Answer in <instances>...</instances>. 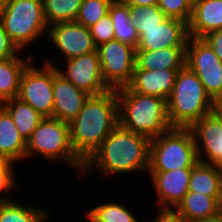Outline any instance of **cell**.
<instances>
[{
	"label": "cell",
	"mask_w": 222,
	"mask_h": 222,
	"mask_svg": "<svg viewBox=\"0 0 222 222\" xmlns=\"http://www.w3.org/2000/svg\"><path fill=\"white\" fill-rule=\"evenodd\" d=\"M149 146L148 137L118 124L84 162L80 177L88 175V171L94 168L106 177L131 172H144L145 175L149 167Z\"/></svg>",
	"instance_id": "cell-1"
},
{
	"label": "cell",
	"mask_w": 222,
	"mask_h": 222,
	"mask_svg": "<svg viewBox=\"0 0 222 222\" xmlns=\"http://www.w3.org/2000/svg\"><path fill=\"white\" fill-rule=\"evenodd\" d=\"M118 124L116 90L90 95L69 123L70 142L76 155L85 162Z\"/></svg>",
	"instance_id": "cell-2"
},
{
	"label": "cell",
	"mask_w": 222,
	"mask_h": 222,
	"mask_svg": "<svg viewBox=\"0 0 222 222\" xmlns=\"http://www.w3.org/2000/svg\"><path fill=\"white\" fill-rule=\"evenodd\" d=\"M119 125L148 137H159L172 128L163 98L133 92L128 87L116 90Z\"/></svg>",
	"instance_id": "cell-3"
},
{
	"label": "cell",
	"mask_w": 222,
	"mask_h": 222,
	"mask_svg": "<svg viewBox=\"0 0 222 222\" xmlns=\"http://www.w3.org/2000/svg\"><path fill=\"white\" fill-rule=\"evenodd\" d=\"M216 105L201 80L187 65L178 71L167 100V115L172 127L190 128L212 113Z\"/></svg>",
	"instance_id": "cell-4"
},
{
	"label": "cell",
	"mask_w": 222,
	"mask_h": 222,
	"mask_svg": "<svg viewBox=\"0 0 222 222\" xmlns=\"http://www.w3.org/2000/svg\"><path fill=\"white\" fill-rule=\"evenodd\" d=\"M199 161L190 128L172 127L150 140L147 172L192 168Z\"/></svg>",
	"instance_id": "cell-5"
},
{
	"label": "cell",
	"mask_w": 222,
	"mask_h": 222,
	"mask_svg": "<svg viewBox=\"0 0 222 222\" xmlns=\"http://www.w3.org/2000/svg\"><path fill=\"white\" fill-rule=\"evenodd\" d=\"M39 154L51 162L67 163L82 174L84 162L74 152L70 142L69 123L44 117L27 140L26 159Z\"/></svg>",
	"instance_id": "cell-6"
},
{
	"label": "cell",
	"mask_w": 222,
	"mask_h": 222,
	"mask_svg": "<svg viewBox=\"0 0 222 222\" xmlns=\"http://www.w3.org/2000/svg\"><path fill=\"white\" fill-rule=\"evenodd\" d=\"M0 19L9 37L22 52L48 33L42 0H7Z\"/></svg>",
	"instance_id": "cell-7"
},
{
	"label": "cell",
	"mask_w": 222,
	"mask_h": 222,
	"mask_svg": "<svg viewBox=\"0 0 222 222\" xmlns=\"http://www.w3.org/2000/svg\"><path fill=\"white\" fill-rule=\"evenodd\" d=\"M186 65L201 80L211 99L219 104L222 101V61L202 38L189 37Z\"/></svg>",
	"instance_id": "cell-8"
},
{
	"label": "cell",
	"mask_w": 222,
	"mask_h": 222,
	"mask_svg": "<svg viewBox=\"0 0 222 222\" xmlns=\"http://www.w3.org/2000/svg\"><path fill=\"white\" fill-rule=\"evenodd\" d=\"M103 80L110 90L127 87L135 68L136 49L118 40H111L96 48Z\"/></svg>",
	"instance_id": "cell-9"
},
{
	"label": "cell",
	"mask_w": 222,
	"mask_h": 222,
	"mask_svg": "<svg viewBox=\"0 0 222 222\" xmlns=\"http://www.w3.org/2000/svg\"><path fill=\"white\" fill-rule=\"evenodd\" d=\"M31 61L24 69L17 98L28 103L43 117L53 116V65L36 67Z\"/></svg>",
	"instance_id": "cell-10"
},
{
	"label": "cell",
	"mask_w": 222,
	"mask_h": 222,
	"mask_svg": "<svg viewBox=\"0 0 222 222\" xmlns=\"http://www.w3.org/2000/svg\"><path fill=\"white\" fill-rule=\"evenodd\" d=\"M65 63L66 69L61 70L56 65L57 71L77 88L89 95H99L110 90L103 80L97 50L68 59Z\"/></svg>",
	"instance_id": "cell-11"
},
{
	"label": "cell",
	"mask_w": 222,
	"mask_h": 222,
	"mask_svg": "<svg viewBox=\"0 0 222 222\" xmlns=\"http://www.w3.org/2000/svg\"><path fill=\"white\" fill-rule=\"evenodd\" d=\"M45 35L66 60L95 52L97 48L89 28L75 21L50 25Z\"/></svg>",
	"instance_id": "cell-12"
},
{
	"label": "cell",
	"mask_w": 222,
	"mask_h": 222,
	"mask_svg": "<svg viewBox=\"0 0 222 222\" xmlns=\"http://www.w3.org/2000/svg\"><path fill=\"white\" fill-rule=\"evenodd\" d=\"M188 39L187 23L179 19L167 18L157 27L140 28L136 50L186 47Z\"/></svg>",
	"instance_id": "cell-13"
},
{
	"label": "cell",
	"mask_w": 222,
	"mask_h": 222,
	"mask_svg": "<svg viewBox=\"0 0 222 222\" xmlns=\"http://www.w3.org/2000/svg\"><path fill=\"white\" fill-rule=\"evenodd\" d=\"M200 162L212 165L222 163V124L210 113L190 127ZM206 158V159H205Z\"/></svg>",
	"instance_id": "cell-14"
},
{
	"label": "cell",
	"mask_w": 222,
	"mask_h": 222,
	"mask_svg": "<svg viewBox=\"0 0 222 222\" xmlns=\"http://www.w3.org/2000/svg\"><path fill=\"white\" fill-rule=\"evenodd\" d=\"M53 65V118L70 123L81 111L89 94L66 80L58 73L55 64L49 59L42 61Z\"/></svg>",
	"instance_id": "cell-15"
},
{
	"label": "cell",
	"mask_w": 222,
	"mask_h": 222,
	"mask_svg": "<svg viewBox=\"0 0 222 222\" xmlns=\"http://www.w3.org/2000/svg\"><path fill=\"white\" fill-rule=\"evenodd\" d=\"M192 168L147 172L156 192L158 208H176L188 193Z\"/></svg>",
	"instance_id": "cell-16"
},
{
	"label": "cell",
	"mask_w": 222,
	"mask_h": 222,
	"mask_svg": "<svg viewBox=\"0 0 222 222\" xmlns=\"http://www.w3.org/2000/svg\"><path fill=\"white\" fill-rule=\"evenodd\" d=\"M179 70L134 69L132 80L127 87L133 92L160 97L167 101L172 93Z\"/></svg>",
	"instance_id": "cell-17"
},
{
	"label": "cell",
	"mask_w": 222,
	"mask_h": 222,
	"mask_svg": "<svg viewBox=\"0 0 222 222\" xmlns=\"http://www.w3.org/2000/svg\"><path fill=\"white\" fill-rule=\"evenodd\" d=\"M188 25L192 38H203L222 29V0H194Z\"/></svg>",
	"instance_id": "cell-18"
},
{
	"label": "cell",
	"mask_w": 222,
	"mask_h": 222,
	"mask_svg": "<svg viewBox=\"0 0 222 222\" xmlns=\"http://www.w3.org/2000/svg\"><path fill=\"white\" fill-rule=\"evenodd\" d=\"M186 65V47L136 50L135 68L146 70L181 69Z\"/></svg>",
	"instance_id": "cell-19"
},
{
	"label": "cell",
	"mask_w": 222,
	"mask_h": 222,
	"mask_svg": "<svg viewBox=\"0 0 222 222\" xmlns=\"http://www.w3.org/2000/svg\"><path fill=\"white\" fill-rule=\"evenodd\" d=\"M27 141L18 132L11 115L0 105V160H26Z\"/></svg>",
	"instance_id": "cell-20"
},
{
	"label": "cell",
	"mask_w": 222,
	"mask_h": 222,
	"mask_svg": "<svg viewBox=\"0 0 222 222\" xmlns=\"http://www.w3.org/2000/svg\"><path fill=\"white\" fill-rule=\"evenodd\" d=\"M24 57L0 59V104L18 96L22 73L34 59L32 54Z\"/></svg>",
	"instance_id": "cell-21"
},
{
	"label": "cell",
	"mask_w": 222,
	"mask_h": 222,
	"mask_svg": "<svg viewBox=\"0 0 222 222\" xmlns=\"http://www.w3.org/2000/svg\"><path fill=\"white\" fill-rule=\"evenodd\" d=\"M188 192L222 197V176L219 166L198 161L192 167Z\"/></svg>",
	"instance_id": "cell-22"
},
{
	"label": "cell",
	"mask_w": 222,
	"mask_h": 222,
	"mask_svg": "<svg viewBox=\"0 0 222 222\" xmlns=\"http://www.w3.org/2000/svg\"><path fill=\"white\" fill-rule=\"evenodd\" d=\"M176 209L187 218L194 221L216 215L222 210V197H212L202 193L188 192Z\"/></svg>",
	"instance_id": "cell-23"
},
{
	"label": "cell",
	"mask_w": 222,
	"mask_h": 222,
	"mask_svg": "<svg viewBox=\"0 0 222 222\" xmlns=\"http://www.w3.org/2000/svg\"><path fill=\"white\" fill-rule=\"evenodd\" d=\"M0 105L11 115L18 132L26 141L44 119L32 106L17 97L6 100Z\"/></svg>",
	"instance_id": "cell-24"
},
{
	"label": "cell",
	"mask_w": 222,
	"mask_h": 222,
	"mask_svg": "<svg viewBox=\"0 0 222 222\" xmlns=\"http://www.w3.org/2000/svg\"><path fill=\"white\" fill-rule=\"evenodd\" d=\"M108 13L114 25V39L136 49L138 46V34L130 22L129 5L113 0Z\"/></svg>",
	"instance_id": "cell-25"
},
{
	"label": "cell",
	"mask_w": 222,
	"mask_h": 222,
	"mask_svg": "<svg viewBox=\"0 0 222 222\" xmlns=\"http://www.w3.org/2000/svg\"><path fill=\"white\" fill-rule=\"evenodd\" d=\"M49 214L44 209L11 200L0 204V222H47Z\"/></svg>",
	"instance_id": "cell-26"
},
{
	"label": "cell",
	"mask_w": 222,
	"mask_h": 222,
	"mask_svg": "<svg viewBox=\"0 0 222 222\" xmlns=\"http://www.w3.org/2000/svg\"><path fill=\"white\" fill-rule=\"evenodd\" d=\"M48 26L76 20L82 0H42Z\"/></svg>",
	"instance_id": "cell-27"
},
{
	"label": "cell",
	"mask_w": 222,
	"mask_h": 222,
	"mask_svg": "<svg viewBox=\"0 0 222 222\" xmlns=\"http://www.w3.org/2000/svg\"><path fill=\"white\" fill-rule=\"evenodd\" d=\"M85 215L89 222H139L132 211L117 201L95 205Z\"/></svg>",
	"instance_id": "cell-28"
},
{
	"label": "cell",
	"mask_w": 222,
	"mask_h": 222,
	"mask_svg": "<svg viewBox=\"0 0 222 222\" xmlns=\"http://www.w3.org/2000/svg\"><path fill=\"white\" fill-rule=\"evenodd\" d=\"M130 22L140 34V28H151L159 26L167 19L163 11L157 6L129 5Z\"/></svg>",
	"instance_id": "cell-29"
},
{
	"label": "cell",
	"mask_w": 222,
	"mask_h": 222,
	"mask_svg": "<svg viewBox=\"0 0 222 222\" xmlns=\"http://www.w3.org/2000/svg\"><path fill=\"white\" fill-rule=\"evenodd\" d=\"M113 0H82L75 22L89 28L108 14Z\"/></svg>",
	"instance_id": "cell-30"
},
{
	"label": "cell",
	"mask_w": 222,
	"mask_h": 222,
	"mask_svg": "<svg viewBox=\"0 0 222 222\" xmlns=\"http://www.w3.org/2000/svg\"><path fill=\"white\" fill-rule=\"evenodd\" d=\"M192 0H158L157 6L167 18L179 19L187 24L192 13Z\"/></svg>",
	"instance_id": "cell-31"
},
{
	"label": "cell",
	"mask_w": 222,
	"mask_h": 222,
	"mask_svg": "<svg viewBox=\"0 0 222 222\" xmlns=\"http://www.w3.org/2000/svg\"><path fill=\"white\" fill-rule=\"evenodd\" d=\"M13 164L14 162L8 160H0V204L11 201L10 197H7V193L18 187ZM3 193H5L4 196Z\"/></svg>",
	"instance_id": "cell-32"
},
{
	"label": "cell",
	"mask_w": 222,
	"mask_h": 222,
	"mask_svg": "<svg viewBox=\"0 0 222 222\" xmlns=\"http://www.w3.org/2000/svg\"><path fill=\"white\" fill-rule=\"evenodd\" d=\"M95 46L114 40V25L108 14L103 16L97 23L89 27Z\"/></svg>",
	"instance_id": "cell-33"
},
{
	"label": "cell",
	"mask_w": 222,
	"mask_h": 222,
	"mask_svg": "<svg viewBox=\"0 0 222 222\" xmlns=\"http://www.w3.org/2000/svg\"><path fill=\"white\" fill-rule=\"evenodd\" d=\"M21 50L12 41L4 29L3 23L0 19V59H9L18 57Z\"/></svg>",
	"instance_id": "cell-34"
},
{
	"label": "cell",
	"mask_w": 222,
	"mask_h": 222,
	"mask_svg": "<svg viewBox=\"0 0 222 222\" xmlns=\"http://www.w3.org/2000/svg\"><path fill=\"white\" fill-rule=\"evenodd\" d=\"M151 222H189L176 208H160Z\"/></svg>",
	"instance_id": "cell-35"
},
{
	"label": "cell",
	"mask_w": 222,
	"mask_h": 222,
	"mask_svg": "<svg viewBox=\"0 0 222 222\" xmlns=\"http://www.w3.org/2000/svg\"><path fill=\"white\" fill-rule=\"evenodd\" d=\"M222 61V29L213 31L202 38Z\"/></svg>",
	"instance_id": "cell-36"
},
{
	"label": "cell",
	"mask_w": 222,
	"mask_h": 222,
	"mask_svg": "<svg viewBox=\"0 0 222 222\" xmlns=\"http://www.w3.org/2000/svg\"><path fill=\"white\" fill-rule=\"evenodd\" d=\"M126 5H139V6H154L158 4V0H118Z\"/></svg>",
	"instance_id": "cell-37"
},
{
	"label": "cell",
	"mask_w": 222,
	"mask_h": 222,
	"mask_svg": "<svg viewBox=\"0 0 222 222\" xmlns=\"http://www.w3.org/2000/svg\"><path fill=\"white\" fill-rule=\"evenodd\" d=\"M190 222H222V210L218 212L216 215L203 218V219H197Z\"/></svg>",
	"instance_id": "cell-38"
},
{
	"label": "cell",
	"mask_w": 222,
	"mask_h": 222,
	"mask_svg": "<svg viewBox=\"0 0 222 222\" xmlns=\"http://www.w3.org/2000/svg\"><path fill=\"white\" fill-rule=\"evenodd\" d=\"M212 113L221 121L222 124V108L217 104Z\"/></svg>",
	"instance_id": "cell-39"
},
{
	"label": "cell",
	"mask_w": 222,
	"mask_h": 222,
	"mask_svg": "<svg viewBox=\"0 0 222 222\" xmlns=\"http://www.w3.org/2000/svg\"><path fill=\"white\" fill-rule=\"evenodd\" d=\"M6 1L7 0H0V17H1L2 12L4 11L5 6H6Z\"/></svg>",
	"instance_id": "cell-40"
},
{
	"label": "cell",
	"mask_w": 222,
	"mask_h": 222,
	"mask_svg": "<svg viewBox=\"0 0 222 222\" xmlns=\"http://www.w3.org/2000/svg\"><path fill=\"white\" fill-rule=\"evenodd\" d=\"M218 166H219V169H220V174L222 176V163L220 165H218Z\"/></svg>",
	"instance_id": "cell-41"
},
{
	"label": "cell",
	"mask_w": 222,
	"mask_h": 222,
	"mask_svg": "<svg viewBox=\"0 0 222 222\" xmlns=\"http://www.w3.org/2000/svg\"><path fill=\"white\" fill-rule=\"evenodd\" d=\"M218 105L222 108V101Z\"/></svg>",
	"instance_id": "cell-42"
}]
</instances>
